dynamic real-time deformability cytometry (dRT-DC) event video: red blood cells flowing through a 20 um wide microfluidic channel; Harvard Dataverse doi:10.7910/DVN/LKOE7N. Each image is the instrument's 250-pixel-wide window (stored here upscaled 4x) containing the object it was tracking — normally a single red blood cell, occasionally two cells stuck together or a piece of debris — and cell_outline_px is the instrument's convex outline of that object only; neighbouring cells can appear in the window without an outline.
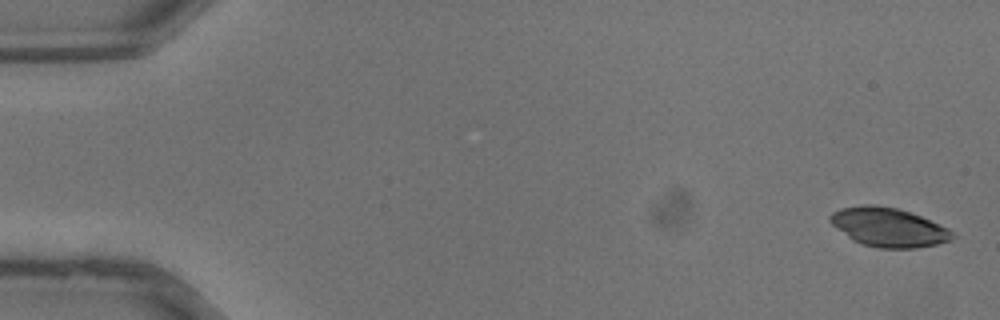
{"species": "common noctule bat (a hibernating species)", "species_latin": "Nyctalus noctula", "temperature_condition": "warm", "stored_images_in_passage": 37, "camera_frame_rate_fps": 3000, "um_per_image_px": 0.085, "animal": {"sex": "male", "body_mass_g": 13.3}, "frame": {"image": 1, "passage_image": 1, "time_ms": 0.0, "image_size_px": [1000, 320], "cell_outline_px": [[956, 236], [952, 240], [936, 244], [916, 248], [876, 248], [860, 244], [852, 240], [836, 228], [828, 220], [828, 216], [832, 212], [840, 208], [860, 204], [876, 204], [896, 208], [920, 216], [948, 228]], "centroid_in_image_um": [75.48, 19.31], "position_along_channel_um": 9.5, "area_um2": 27.98}}
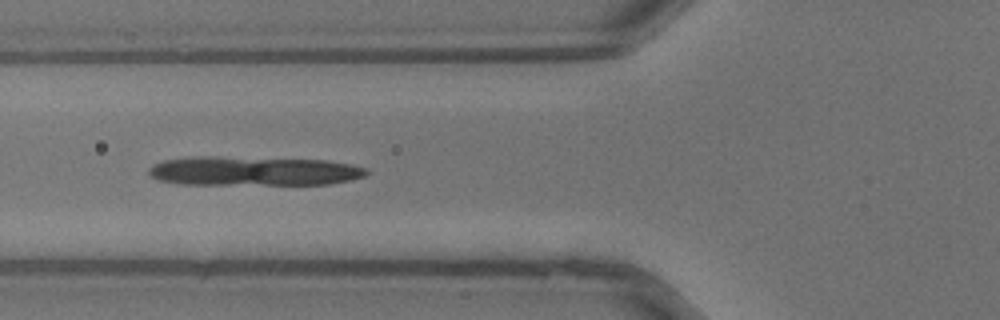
{"frame": {"image": 2, "passage_image": 14, "time_ms": 4.333, "image_size_px": [1000, 320], "cell_outline_px": [[368, 172], [364, 176], [352, 180], [328, 184], [180, 184], [156, 180], [148, 172], [148, 168], [152, 164], [164, 160], [196, 156], [212, 156], [328, 160], [352, 164], [368, 168]], "centroid_in_image_um": [21.55, 14.53], "position_along_channel_um": 104.2, "area_um2": 37.4}}
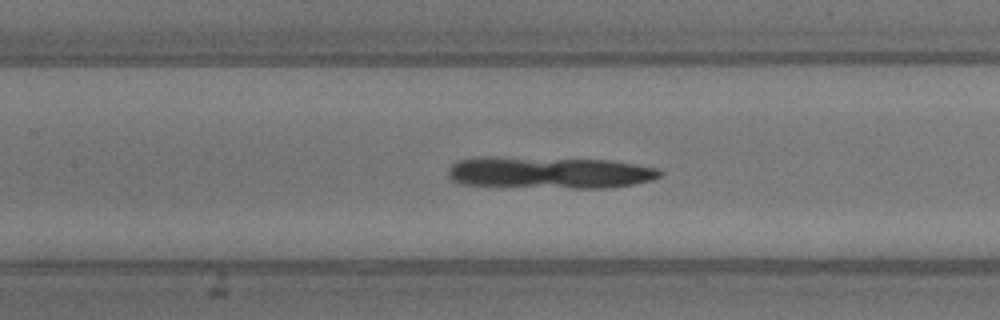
{"frame": {"image": 3, "passage_image": 17, "time_ms": 5.333, "image_size_px": [1000, 320], "cell_outline_px": [[664, 172], [660, 176], [652, 180], [632, 184], [608, 188], [576, 188], [464, 184], [452, 180], [448, 176], [448, 168], [456, 160], [476, 156], [500, 156], [608, 160], [636, 164], [656, 168]], "centroid_in_image_um": [46.67, 14.64], "position_along_channel_um": 160.7, "area_um2": 39.54}}